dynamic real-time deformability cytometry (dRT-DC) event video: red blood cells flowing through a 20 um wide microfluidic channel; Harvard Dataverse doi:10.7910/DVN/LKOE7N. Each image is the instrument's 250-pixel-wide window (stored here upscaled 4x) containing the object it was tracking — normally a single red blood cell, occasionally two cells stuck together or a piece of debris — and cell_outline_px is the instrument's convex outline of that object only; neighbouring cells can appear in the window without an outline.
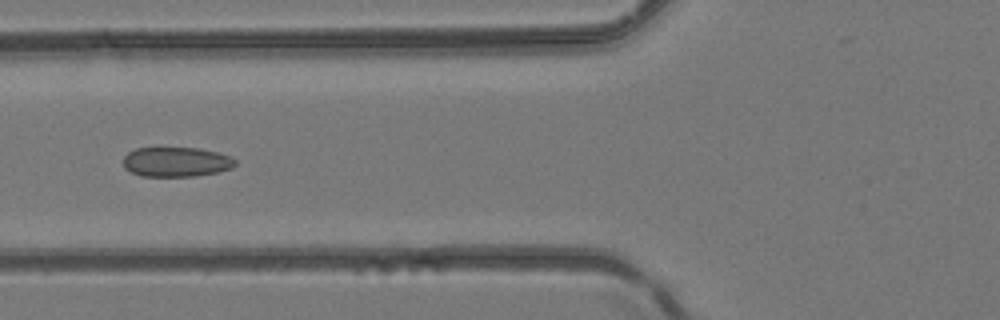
{"species": "common noctule bat (a hibernating species)", "species_latin": "Nyctalus noctula", "temperature_condition": "room temperature", "stored_images_in_passage": 5, "camera_frame_rate_fps": 3000, "um_per_image_px": 0.085, "animal": {"sex": "female", "body_mass_g": 24.6, "forearm_length_mm": 56.2}, "frame": {"image": 1, "passage_image": 5, "time_ms": 1.333, "image_size_px": [1000, 320], "cell_outline_px": [[236, 164], [232, 168], [220, 172], [196, 176], [140, 176], [124, 168], [124, 156], [128, 152], [136, 148], [196, 148], [216, 152], [228, 156], [236, 160]], "centroid_in_image_um": [14.98, 13.77], "position_along_channel_um": 110.8, "area_um2": 19.36}}